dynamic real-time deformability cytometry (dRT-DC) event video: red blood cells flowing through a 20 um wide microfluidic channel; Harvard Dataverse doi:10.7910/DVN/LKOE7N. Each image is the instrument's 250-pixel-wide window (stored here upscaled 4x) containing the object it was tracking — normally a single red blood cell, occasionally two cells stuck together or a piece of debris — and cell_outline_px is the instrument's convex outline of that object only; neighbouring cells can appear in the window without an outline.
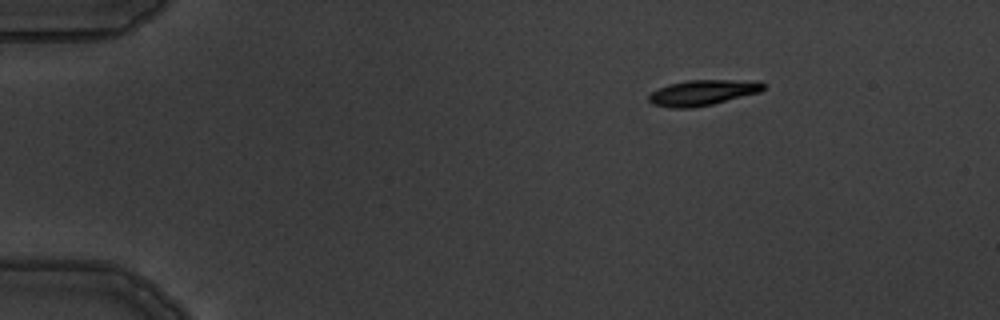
{"species": "common noctule bat (a hibernating species)", "species_latin": "Nyctalus noctula", "temperature_condition": "warm", "stored_images_in_passage": 4, "camera_frame_rate_fps": 3000, "um_per_image_px": 0.085, "animal": {"sex": "male", "body_mass_g": 19.5, "forearm_length_mm": 54.6}, "frame": {"image": 1, "passage_image": 1, "time_ms": 0.0, "image_size_px": [1000, 320], "cell_outline_px": [[764, 88], [760, 92], [712, 104], [692, 108], [672, 108], [652, 104], [648, 100], [648, 96], [652, 92], [668, 84], [688, 80], [760, 80], [764, 84]], "centroid_in_image_um": [59.74, 7.87], "position_along_channel_um": 25.3, "area_um2": 17.05}}